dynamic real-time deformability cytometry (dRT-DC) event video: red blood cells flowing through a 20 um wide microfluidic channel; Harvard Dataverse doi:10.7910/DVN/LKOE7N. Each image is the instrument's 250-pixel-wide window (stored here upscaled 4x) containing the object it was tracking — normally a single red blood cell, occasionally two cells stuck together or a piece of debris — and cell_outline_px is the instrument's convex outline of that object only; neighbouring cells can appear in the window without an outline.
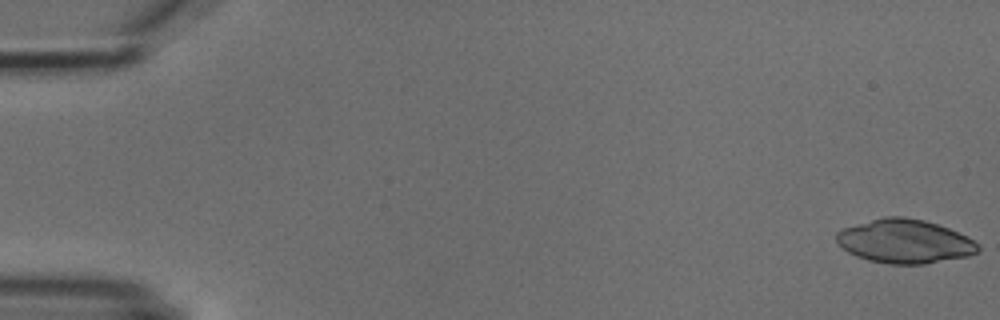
{"species": "common noctule bat (a hibernating species)", "species_latin": "Nyctalus noctula", "temperature_condition": "cold", "stored_images_in_passage": 6, "camera_frame_rate_fps": 3000, "um_per_image_px": 0.085, "animal": {"sex": "male", "body_mass_g": 18.8}, "frame": {"image": 1, "passage_image": 1, "time_ms": 0.0, "image_size_px": [1000, 320], "cell_outline_px": [[980, 248], [976, 252], [968, 256], [924, 264], [888, 264], [868, 260], [856, 256], [848, 252], [836, 244], [836, 232], [844, 228], [884, 216], [904, 216], [924, 220], [948, 228], [968, 236], [980, 244]], "centroid_in_image_um": [76.9, 20.51], "position_along_channel_um": 8.1, "area_um2": 36.3}}